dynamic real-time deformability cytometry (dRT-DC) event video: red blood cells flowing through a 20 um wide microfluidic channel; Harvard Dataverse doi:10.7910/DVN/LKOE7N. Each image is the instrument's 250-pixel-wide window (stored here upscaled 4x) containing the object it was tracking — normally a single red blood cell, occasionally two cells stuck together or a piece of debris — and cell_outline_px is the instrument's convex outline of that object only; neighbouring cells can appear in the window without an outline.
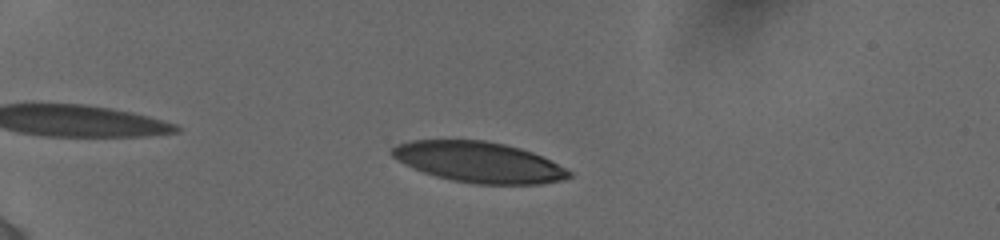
{"species": "human", "species_latin": "Homo sapiens", "temperature_condition": "cold", "stored_images_in_passage": 38, "camera_frame_rate_fps": 3000, "um_per_image_px": 0.085, "donor": {"sex": "female"}, "frame": {"image": 1, "passage_image": 5, "time_ms": 1.667, "image_size_px": [1000, 240], "cell_outline_px": [[572, 176], [564, 180], [540, 184], [476, 184], [452, 180], [436, 176], [424, 172], [392, 156], [388, 152], [396, 144], [412, 140], [484, 140], [504, 144], [520, 148], [532, 152], [572, 172]], "centroid_in_image_um": [40.71, 13.78], "position_along_channel_um": 44.3, "area_um2": 41.5}}
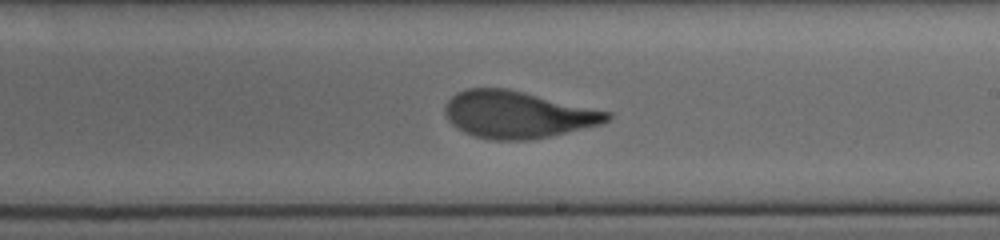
{"frame": {"image": 2, "passage_image": 20, "time_ms": 8.333, "image_size_px": [1000, 240], "cell_outline_px": [[612, 116], [608, 120], [600, 124], [532, 140], [488, 140], [464, 132], [456, 128], [448, 120], [444, 112], [444, 108], [448, 100], [456, 92], [468, 88], [504, 88], [612, 112]], "centroid_in_image_um": [43.95, 9.74], "position_along_channel_um": 245.1, "area_um2": 44.16}}
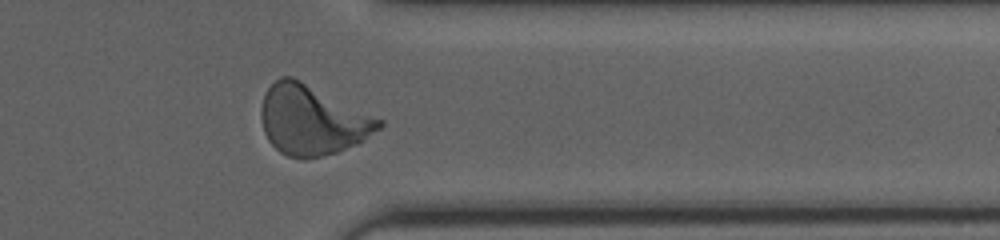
{"frame": {"image": 3, "passage_image": 35, "time_ms": 12.0, "image_size_px": [1000, 240], "cell_outline_px": [[384, 124], [380, 128], [364, 140], [356, 144], [336, 152], [304, 160], [300, 160], [288, 156], [280, 152], [268, 140], [264, 132], [260, 116], [260, 108], [264, 96], [268, 88], [280, 76], [292, 76], [384, 120]], "centroid_in_image_um": [26.52, 10.22], "position_along_channel_um": 384.9, "area_um2": 47.74}, "authors_computed_cell_mechanics": {"area_um2": 44.2459, "velocity_mm_per_s": 3.8613, "shape_relaxation_time_tau1_ms": 3.35, "shape_relaxation_time_tau2_ms": 0.8441, "deformation_change_tau1": 0.2052, "deformation_change_tau2": 0.0702}}